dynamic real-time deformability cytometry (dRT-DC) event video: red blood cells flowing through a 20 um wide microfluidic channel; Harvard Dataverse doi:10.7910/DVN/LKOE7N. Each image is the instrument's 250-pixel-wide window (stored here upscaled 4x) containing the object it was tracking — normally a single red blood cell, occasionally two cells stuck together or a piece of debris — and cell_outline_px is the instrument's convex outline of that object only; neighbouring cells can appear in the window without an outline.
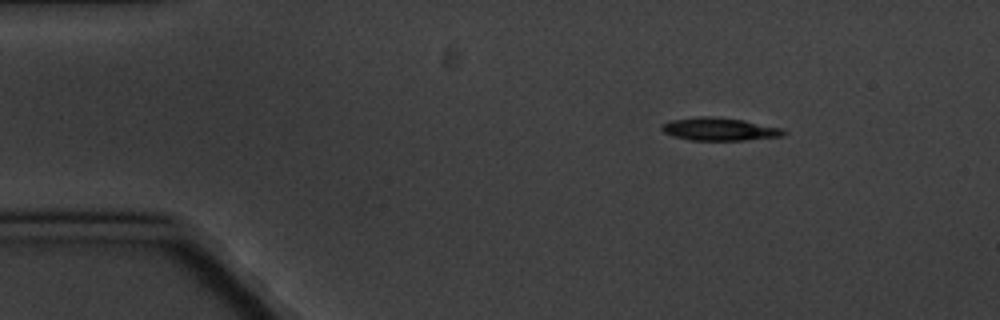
{"species": "common noctule bat (a hibernating species)", "species_latin": "Nyctalus noctula", "temperature_condition": "cold", "stored_images_in_passage": 6, "camera_frame_rate_fps": 3000, "um_per_image_px": 0.085, "animal": {"sex": "male", "body_mass_g": 20.1, "forearm_length_mm": 53.5}, "frame": {"image": 1, "passage_image": 1, "time_ms": 0.0, "image_size_px": [1000, 320], "cell_outline_px": [[788, 132], [784, 136], [744, 140], [688, 140], [672, 136], [664, 132], [660, 128], [660, 124], [672, 120], [700, 116], [712, 116], [744, 120], [784, 128]], "centroid_in_image_um": [61.17, 10.97], "position_along_channel_um": 23.8, "area_um2": 16.47}}
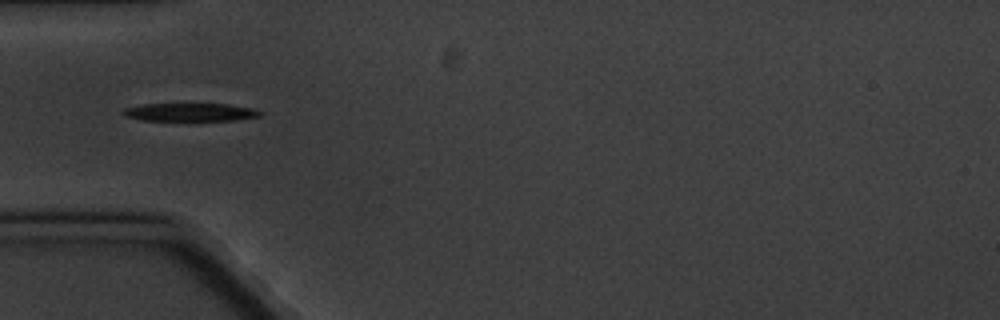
{"frame": {"image": 2, "passage_image": 3, "time_ms": 3.333, "image_size_px": [1000, 320], "cell_outline_px": [[264, 112], [260, 116], [236, 120], [140, 120], [124, 116], [120, 112], [124, 108], [144, 104], [228, 104], [252, 108]], "centroid_in_image_um": [16.15, 9.53], "position_along_channel_um": 68.9, "area_um2": 14.39}}